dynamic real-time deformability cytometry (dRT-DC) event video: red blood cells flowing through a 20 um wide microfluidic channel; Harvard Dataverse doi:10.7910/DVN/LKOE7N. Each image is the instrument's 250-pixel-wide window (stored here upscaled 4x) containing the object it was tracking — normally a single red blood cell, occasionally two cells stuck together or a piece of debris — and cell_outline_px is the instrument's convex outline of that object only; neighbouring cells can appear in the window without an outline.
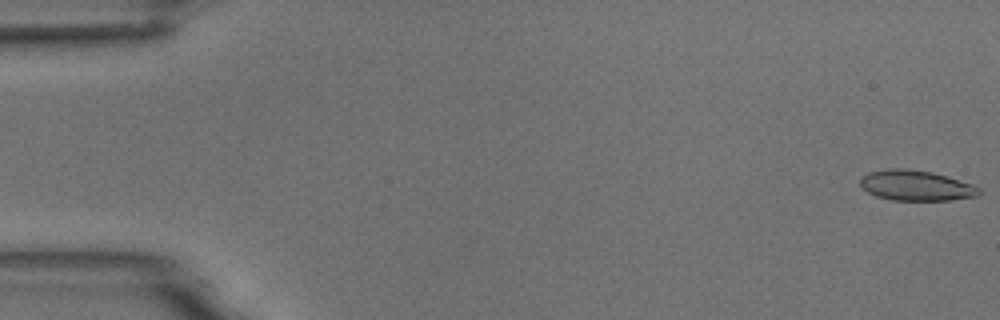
{"species": "common noctule bat (a hibernating species)", "species_latin": "Nyctalus noctula", "temperature_condition": "room temperature", "stored_images_in_passage": 6, "camera_frame_rate_fps": 3000, "um_per_image_px": 0.085, "animal": {"sex": "male", "body_mass_g": 18.8}, "frame": {"image": 1, "passage_image": 1, "time_ms": 0.0, "image_size_px": [1000, 320], "cell_outline_px": [[980, 196], [948, 200], [892, 200], [876, 196], [868, 192], [860, 184], [860, 180], [868, 172], [888, 168], [904, 168], [932, 172], [948, 176], [972, 184], [980, 188]], "centroid_in_image_um": [77.88, 15.76], "position_along_channel_um": 7.1, "area_um2": 21.04}}
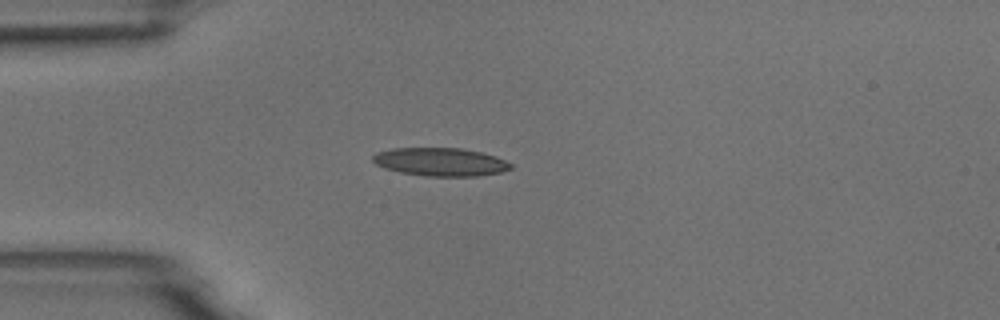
{"frame": {"image": 2, "passage_image": 5, "time_ms": 1.333, "image_size_px": [1000, 320], "cell_outline_px": [[512, 168], [500, 172], [476, 176], [424, 176], [400, 172], [384, 168], [376, 164], [372, 160], [372, 156], [376, 152], [392, 148], [460, 148], [480, 152], [496, 156], [512, 164]], "centroid_in_image_um": [37.41, 13.76], "position_along_channel_um": 47.6, "area_um2": 22.66}}